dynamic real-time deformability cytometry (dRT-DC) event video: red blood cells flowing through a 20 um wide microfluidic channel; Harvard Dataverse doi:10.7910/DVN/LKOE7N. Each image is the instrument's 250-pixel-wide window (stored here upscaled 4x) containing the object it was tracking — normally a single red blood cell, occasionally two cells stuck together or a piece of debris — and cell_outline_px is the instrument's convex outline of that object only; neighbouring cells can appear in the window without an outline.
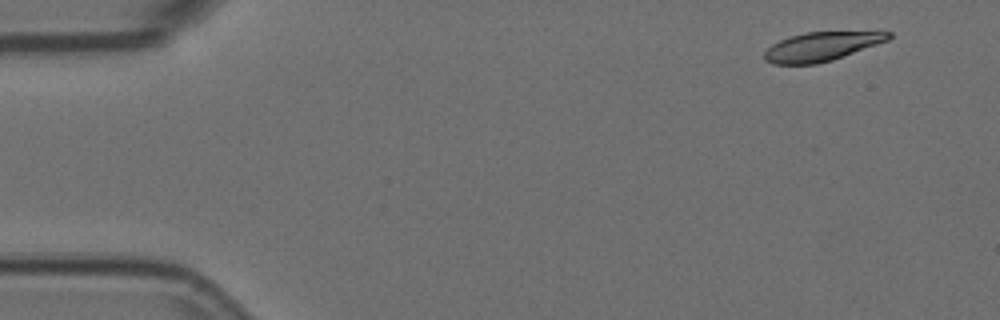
{"species": "Egyptian fruit bat (a non-hibernating species)", "species_latin": "Rousettus aegyptiacus", "temperature_condition": "room temperature", "stored_images_in_passage": 5, "camera_frame_rate_fps": 3000, "um_per_image_px": 0.085, "animal": {"sex": "female"}, "frame": {"image": 1, "passage_image": 1, "time_ms": 0.0, "image_size_px": [1000, 320], "cell_outline_px": [[892, 36], [888, 40], [832, 60], [816, 64], [772, 64], [764, 60], [764, 52], [772, 44], [780, 40], [792, 36], [808, 32], [892, 32]], "centroid_in_image_um": [69.79, 3.96], "position_along_channel_um": 15.2, "area_um2": 20.58}}
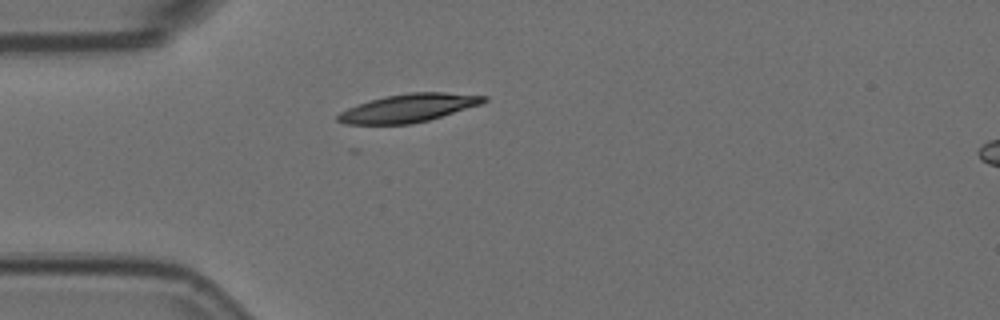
{"frame": {"image": 2, "passage_image": 4, "time_ms": 1.0, "image_size_px": [1000, 320], "cell_outline_px": [[488, 100], [480, 104], [428, 120], [412, 124], [344, 124], [336, 120], [336, 116], [340, 112], [348, 108], [384, 96], [408, 92], [444, 92], [488, 96]], "centroid_in_image_um": [34.71, 9.18], "position_along_channel_um": 50.3, "area_um2": 23.76}}